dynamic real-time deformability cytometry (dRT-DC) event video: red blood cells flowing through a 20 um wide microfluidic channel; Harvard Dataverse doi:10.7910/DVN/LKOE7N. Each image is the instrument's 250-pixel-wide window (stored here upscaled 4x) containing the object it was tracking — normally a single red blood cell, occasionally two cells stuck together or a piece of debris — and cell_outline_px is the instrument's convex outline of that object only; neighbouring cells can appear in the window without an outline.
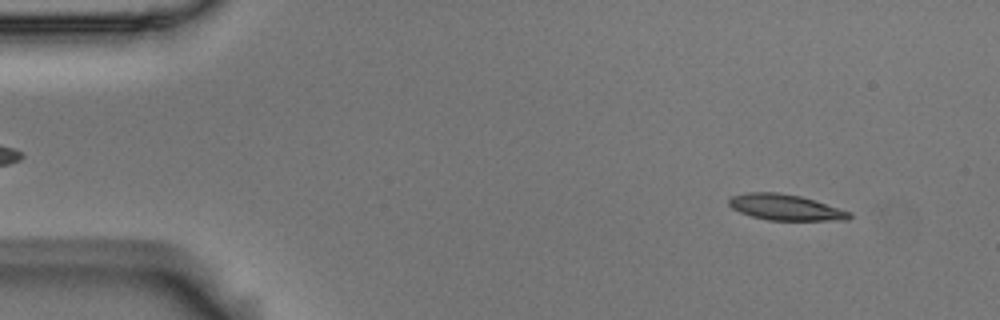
{"species": "Egyptian fruit bat (a non-hibernating species)", "species_latin": "Rousettus aegyptiacus", "temperature_condition": "room temperature", "stored_images_in_passage": 55, "camera_frame_rate_fps": 3000, "um_per_image_px": 0.085, "animal": {"sex": "male"}, "frame": {"image": 1, "passage_image": 5, "time_ms": 1.333, "image_size_px": [1000, 320], "cell_outline_px": [[852, 216], [848, 220], [768, 220], [752, 216], [740, 212], [732, 208], [728, 204], [728, 200], [732, 196], [744, 192], [776, 192], [800, 196], [852, 212]], "centroid_in_image_um": [66.74, 17.62], "position_along_channel_um": 18.3, "area_um2": 18.09}}
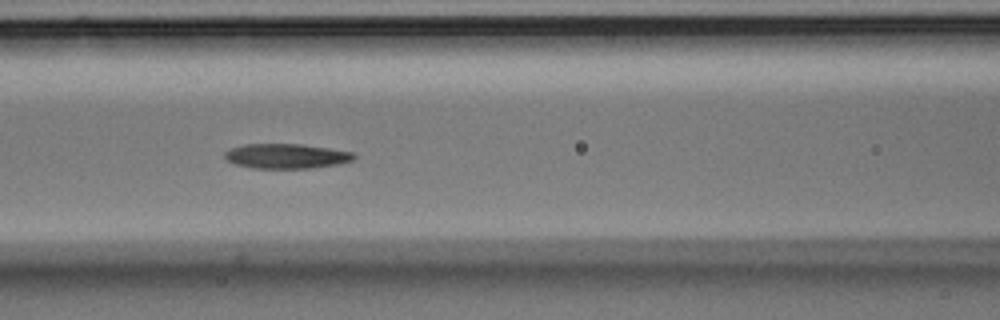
{"frame": {"image": 2, "passage_image": 23, "time_ms": 7.333, "image_size_px": [1000, 320], "cell_outline_px": [[356, 156], [352, 160], [340, 164], [312, 168], [252, 168], [236, 164], [228, 160], [224, 156], [224, 152], [232, 148], [244, 144], [300, 144], [356, 152]], "centroid_in_image_um": [24.38, 13.27], "position_along_channel_um": 142.2, "area_um2": 18.67}}
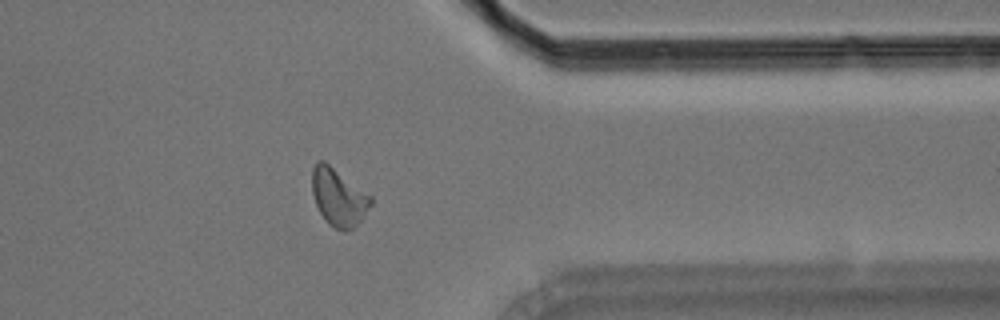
{"frame": {"image": 3, "passage_image": 44, "time_ms": 14.333, "image_size_px": [1000, 320], "cell_outline_px": [[372, 204], [360, 220], [352, 228], [344, 232], [328, 224], [324, 220], [316, 204], [312, 192], [312, 168], [316, 160], [324, 160], [372, 196]], "centroid_in_image_um": [28.76, 16.74], "position_along_channel_um": 382.6, "area_um2": 19.65}, "authors_computed_cell_mechanics": {"area_um2": 18.6694, "velocity_mm_per_s": 3.5905, "shape_relaxation_time_tau1_ms": 6.6289, "shape_relaxation_time_tau2_ms": null, "deformation_change_tau1": 0.1803, "deformation_change_tau2": null}}